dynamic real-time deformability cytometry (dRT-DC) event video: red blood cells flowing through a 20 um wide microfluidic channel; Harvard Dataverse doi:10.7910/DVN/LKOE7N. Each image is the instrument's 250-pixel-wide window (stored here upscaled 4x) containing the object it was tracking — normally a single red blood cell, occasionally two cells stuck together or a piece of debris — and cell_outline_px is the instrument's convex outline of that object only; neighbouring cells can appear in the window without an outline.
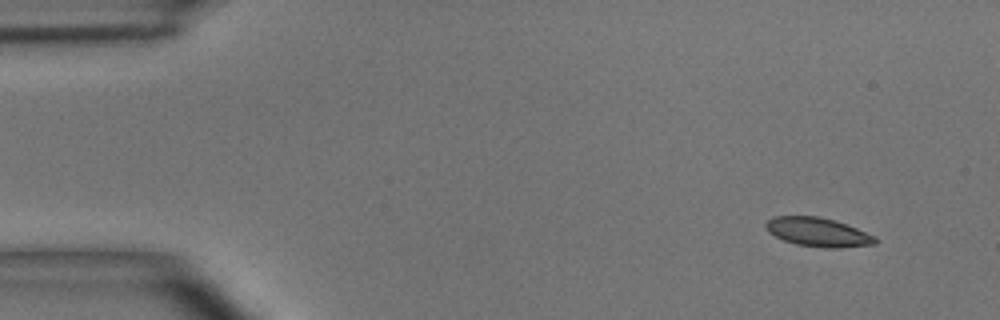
{"species": "common noctule bat (a hibernating species)", "species_latin": "Nyctalus noctula", "temperature_condition": "room temperature", "stored_images_in_passage": 3, "camera_frame_rate_fps": 3000, "um_per_image_px": 0.085, "animal": {"sex": "male", "body_mass_g": 15.6}, "frame": {"image": 1, "passage_image": 1, "time_ms": 0.0, "image_size_px": [1000, 320], "cell_outline_px": [[880, 240], [876, 244], [840, 248], [824, 248], [796, 244], [784, 240], [768, 232], [764, 228], [764, 224], [772, 216], [820, 216], [836, 220], [876, 236]], "centroid_in_image_um": [69.54, 19.73], "position_along_channel_um": 15.5, "area_um2": 18.73}}